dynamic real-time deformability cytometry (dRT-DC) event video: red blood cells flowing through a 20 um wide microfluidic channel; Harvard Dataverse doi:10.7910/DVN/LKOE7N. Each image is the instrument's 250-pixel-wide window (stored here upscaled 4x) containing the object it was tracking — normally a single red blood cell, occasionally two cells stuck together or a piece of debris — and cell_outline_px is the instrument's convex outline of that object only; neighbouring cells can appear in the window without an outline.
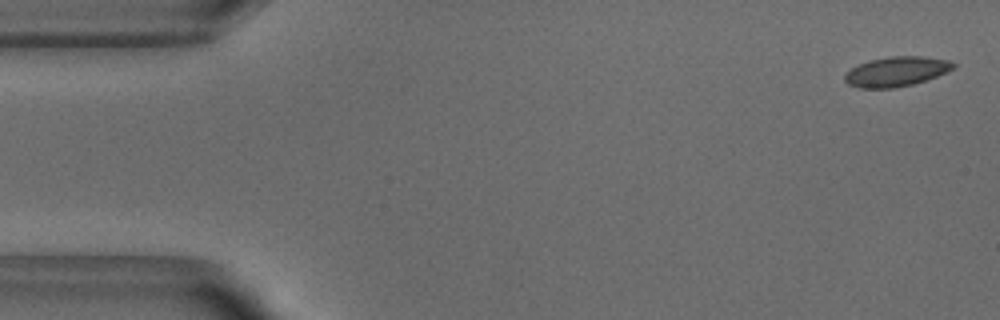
{"species": "common noctule bat (a hibernating species)", "species_latin": "Nyctalus noctula", "temperature_condition": "warm", "stored_images_in_passage": 9, "camera_frame_rate_fps": 3000, "um_per_image_px": 0.085, "animal": {"sex": "male", "body_mass_g": 18.8}, "frame": {"image": 1, "passage_image": 1, "time_ms": 0.0, "image_size_px": [1000, 320], "cell_outline_px": [[956, 68], [936, 76], [912, 84], [896, 88], [860, 88], [848, 84], [844, 80], [844, 76], [852, 68], [868, 60], [888, 56], [924, 56], [948, 60], [956, 64]], "centroid_in_image_um": [76.2, 6.07], "position_along_channel_um": 8.8, "area_um2": 18.79}}